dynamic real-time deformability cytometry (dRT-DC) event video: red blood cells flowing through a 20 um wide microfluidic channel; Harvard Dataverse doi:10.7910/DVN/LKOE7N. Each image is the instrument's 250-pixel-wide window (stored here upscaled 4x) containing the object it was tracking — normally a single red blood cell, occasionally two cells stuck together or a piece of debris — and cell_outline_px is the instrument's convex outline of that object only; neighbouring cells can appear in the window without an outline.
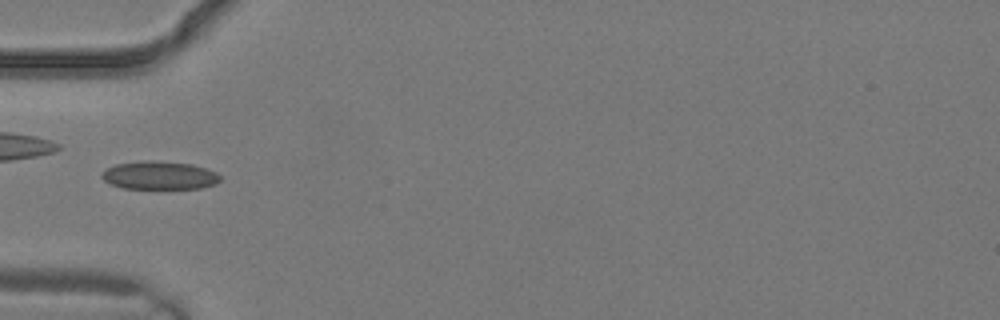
{"species": "common noctule bat (a hibernating species)", "species_latin": "Nyctalus noctula", "temperature_condition": "warm", "stored_images_in_passage": 2, "camera_frame_rate_fps": 3000, "um_per_image_px": 0.085, "animal": {"sex": "male", "body_mass_g": 19.2, "forearm_length_mm": 51.8}, "frame": {"image": 1, "passage_image": 2, "time_ms": 0.333, "image_size_px": [1000, 320], "cell_outline_px": [[220, 180], [216, 184], [200, 188], [124, 188], [112, 184], [104, 180], [100, 176], [108, 168], [116, 164], [144, 160], [192, 164], [208, 168], [216, 172], [220, 176]], "centroid_in_image_um": [13.59, 14.9], "position_along_channel_um": 71.4, "area_um2": 19.25}}